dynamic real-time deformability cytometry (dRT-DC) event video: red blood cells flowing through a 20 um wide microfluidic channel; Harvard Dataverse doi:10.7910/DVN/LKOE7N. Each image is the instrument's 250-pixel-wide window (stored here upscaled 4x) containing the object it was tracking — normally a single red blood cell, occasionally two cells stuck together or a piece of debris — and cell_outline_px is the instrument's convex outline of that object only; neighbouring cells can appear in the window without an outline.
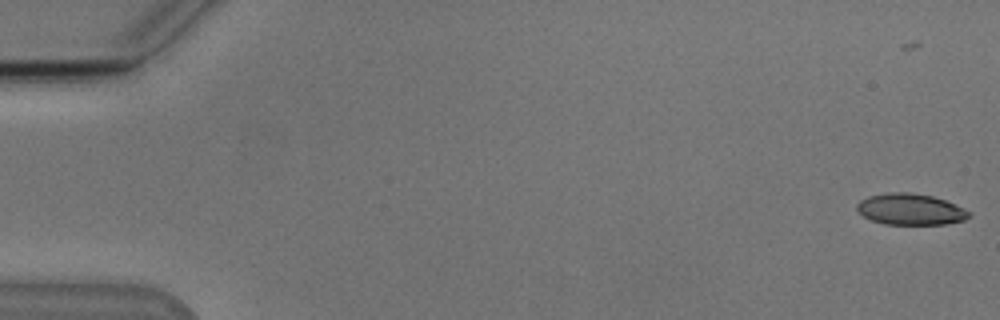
{"species": "Egyptian fruit bat (a non-hibernating species)", "species_latin": "Rousettus aegyptiacus", "temperature_condition": "cold", "stored_images_in_passage": 54, "camera_frame_rate_fps": 3000, "um_per_image_px": 0.085, "animal": {"sex": "male"}, "frame": {"image": 1, "passage_image": 1, "time_ms": 0.0, "image_size_px": [1000, 320], "cell_outline_px": [[972, 216], [964, 220], [944, 224], [884, 224], [872, 220], [864, 216], [856, 208], [856, 204], [860, 200], [868, 196], [888, 192], [912, 192], [932, 196], [944, 200], [964, 208], [972, 212]], "centroid_in_image_um": [77.4, 17.78], "position_along_channel_um": 7.6, "area_um2": 20.46}}
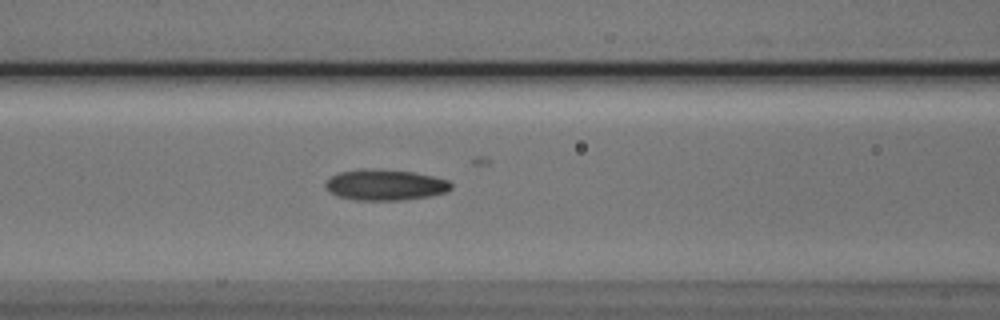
{"frame": {"image": 2, "passage_image": 23, "time_ms": 7.333, "image_size_px": [1000, 320], "cell_outline_px": [[452, 188], [448, 192], [432, 196], [404, 200], [356, 200], [336, 196], [328, 192], [324, 188], [324, 184], [332, 176], [340, 172], [360, 168], [364, 168], [412, 172], [432, 176], [448, 180], [452, 184]], "centroid_in_image_um": [32.73, 15.73], "position_along_channel_um": 133.9, "area_um2": 22.83}}
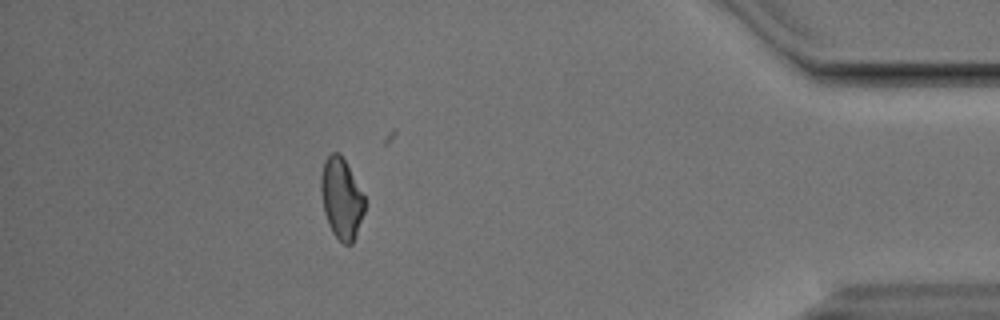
{"frame": {"image": 3, "passage_image": 48, "time_ms": 15.667, "image_size_px": [1000, 320], "cell_outline_px": [[364, 212], [352, 244], [344, 244], [332, 232], [328, 224], [324, 212], [320, 188], [320, 176], [324, 160], [332, 152], [340, 152], [364, 196]], "centroid_in_image_um": [28.99, 16.85], "position_along_channel_um": 406.2, "area_um2": 20.35}, "authors_computed_cell_mechanics": {"area_um2": 21.1837, "velocity_mm_per_s": 3.8338, "shape_relaxation_time_tau1_ms": 9.3591, "shape_relaxation_time_tau2_ms": 3.6204, "deformation_change_tau1": 0.1834, "deformation_change_tau2": 0.1084}}